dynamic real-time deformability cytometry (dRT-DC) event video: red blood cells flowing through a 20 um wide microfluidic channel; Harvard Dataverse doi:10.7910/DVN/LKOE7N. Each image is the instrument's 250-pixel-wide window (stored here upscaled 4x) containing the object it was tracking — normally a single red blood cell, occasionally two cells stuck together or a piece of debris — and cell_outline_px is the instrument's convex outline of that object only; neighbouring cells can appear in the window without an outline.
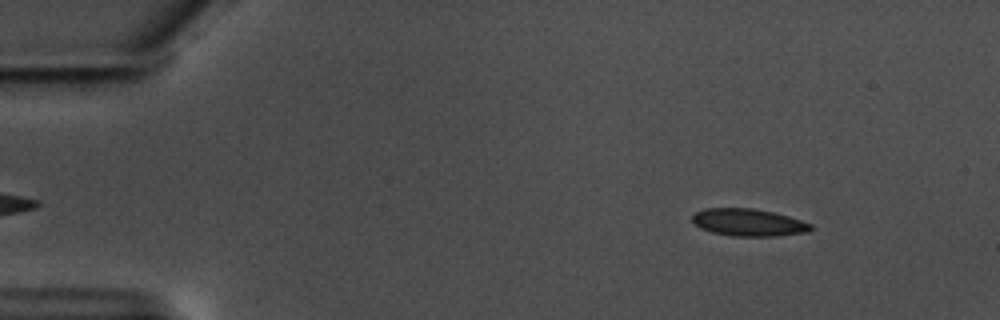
{"species": "common noctule bat (a hibernating species)", "species_latin": "Nyctalus noctula", "temperature_condition": "warm", "stored_images_in_passage": 55, "camera_frame_rate_fps": 3000, "um_per_image_px": 0.085, "animal": {"sex": "male", "body_mass_g": 17.5, "forearm_length_mm": 52.3}, "frame": {"image": 1, "passage_image": 5, "time_ms": 1.333, "image_size_px": [1000, 320], "cell_outline_px": [[812, 228], [808, 232], [776, 236], [732, 236], [712, 232], [700, 228], [692, 220], [692, 216], [696, 212], [704, 208], [752, 208], [772, 212], [788, 216], [812, 224]], "centroid_in_image_um": [63.61, 18.91], "position_along_channel_um": 21.4, "area_um2": 18.79}}
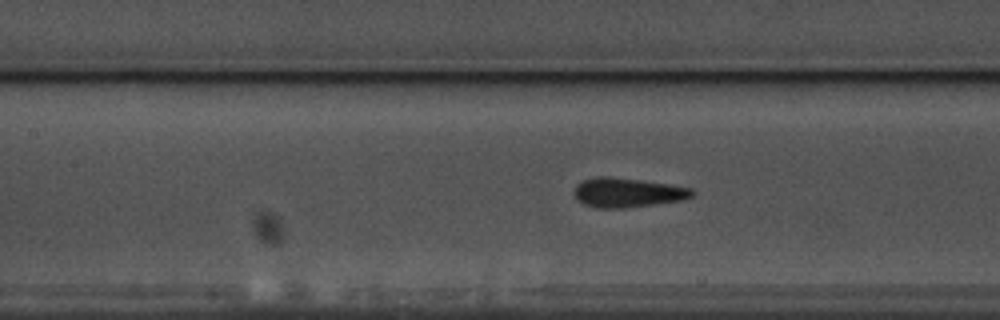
{"frame": {"image": 2, "passage_image": 24, "time_ms": 7.667, "image_size_px": [1000, 320], "cell_outline_px": [[696, 192], [692, 196], [680, 200], [624, 208], [596, 208], [584, 204], [576, 200], [572, 192], [576, 184], [580, 180], [596, 176], [608, 176], [640, 180], [668, 184], [692, 188]], "centroid_in_image_um": [53.25, 16.36], "position_along_channel_um": 154.2, "area_um2": 20.35}}
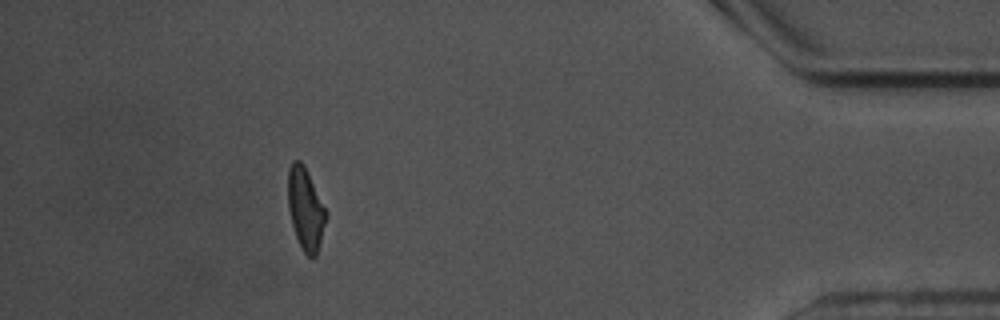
{"frame": {"image": 3, "passage_image": 50, "time_ms": 16.333, "image_size_px": [1000, 320], "cell_outline_px": [[328, 212], [316, 256], [312, 260], [304, 252], [296, 236], [292, 224], [288, 208], [288, 168], [292, 160], [300, 160], [304, 164]], "centroid_in_image_um": [25.97, 17.72], "position_along_channel_um": 409.2, "area_um2": 18.26}, "authors_computed_cell_mechanics": {"area_um2": 19.2474, "velocity_mm_per_s": 3.5425, "shape_relaxation_time_tau1_ms": 4.0034, "shape_relaxation_time_tau2_ms": 1.1325, "deformation_change_tau1": 0.1402, "deformation_change_tau2": 0.0808}}